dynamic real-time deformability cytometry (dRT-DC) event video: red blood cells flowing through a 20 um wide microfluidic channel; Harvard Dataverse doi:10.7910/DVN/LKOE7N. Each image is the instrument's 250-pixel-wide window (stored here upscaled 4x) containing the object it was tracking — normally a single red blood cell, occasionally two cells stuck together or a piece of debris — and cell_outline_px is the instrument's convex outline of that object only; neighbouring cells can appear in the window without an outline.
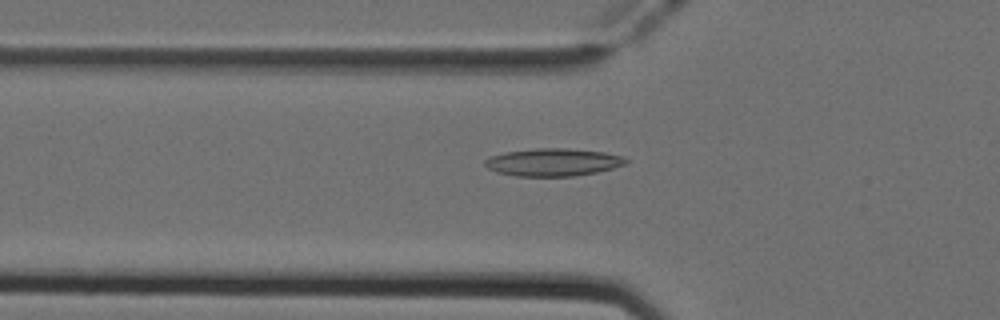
{"species": "Egyptian fruit bat (a non-hibernating species)", "species_latin": "Rousettus aegyptiacus", "temperature_condition": "cold", "stored_images_in_passage": 37, "camera_frame_rate_fps": 3000, "um_per_image_px": 0.085, "animal": {"sex": "female"}, "frame": {"image": 1, "passage_image": 8, "time_ms": 2.333, "image_size_px": [1000, 320], "cell_outline_px": [[628, 164], [596, 172], [572, 176], [516, 176], [496, 172], [488, 168], [484, 164], [484, 160], [492, 156], [504, 152], [536, 148], [564, 148], [604, 152], [624, 156], [628, 160]], "centroid_in_image_um": [47.02, 13.78], "position_along_channel_um": 78.8, "area_um2": 22.72}}
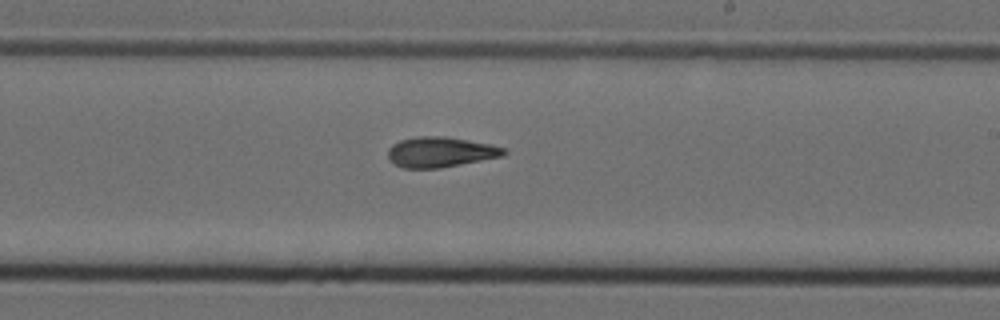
{"frame": {"image": 2, "passage_image": 21, "time_ms": 6.667, "image_size_px": [1000, 320], "cell_outline_px": [[508, 152], [504, 156], [440, 168], [404, 168], [396, 164], [388, 156], [388, 148], [392, 144], [400, 140], [416, 136], [444, 136], [488, 144], [504, 148]], "centroid_in_image_um": [37.43, 12.92], "position_along_channel_um": 251.6, "area_um2": 20.29}}
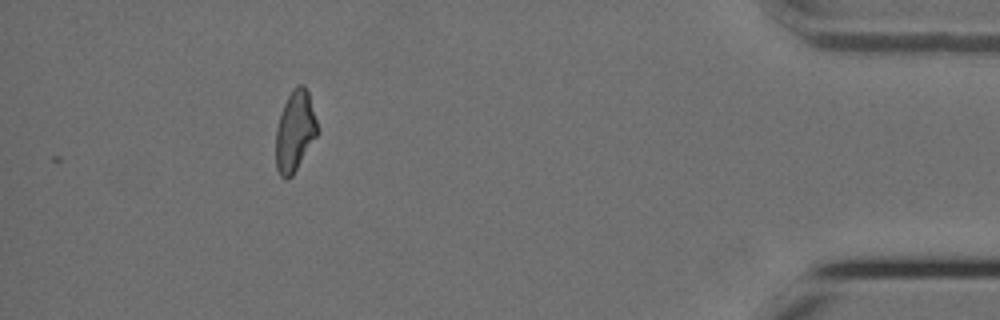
{"frame": {"image": 3, "passage_image": 37, "time_ms": 12.0, "image_size_px": [1000, 320], "cell_outline_px": [[316, 136], [292, 176], [288, 180], [284, 180], [280, 176], [276, 168], [276, 128], [284, 104], [292, 88], [296, 84], [304, 84], [308, 92], [316, 120]], "centroid_in_image_um": [25.04, 11.16], "position_along_channel_um": 410.2, "area_um2": 19.25}, "authors_computed_cell_mechanics": {"area_um2": 20.0566, "velocity_mm_per_s": 3.959, "shape_relaxation_time_tau1_ms": null, "shape_relaxation_time_tau2_ms": 4.028, "deformation_change_tau1": null, "deformation_change_tau2": 0.1216}}